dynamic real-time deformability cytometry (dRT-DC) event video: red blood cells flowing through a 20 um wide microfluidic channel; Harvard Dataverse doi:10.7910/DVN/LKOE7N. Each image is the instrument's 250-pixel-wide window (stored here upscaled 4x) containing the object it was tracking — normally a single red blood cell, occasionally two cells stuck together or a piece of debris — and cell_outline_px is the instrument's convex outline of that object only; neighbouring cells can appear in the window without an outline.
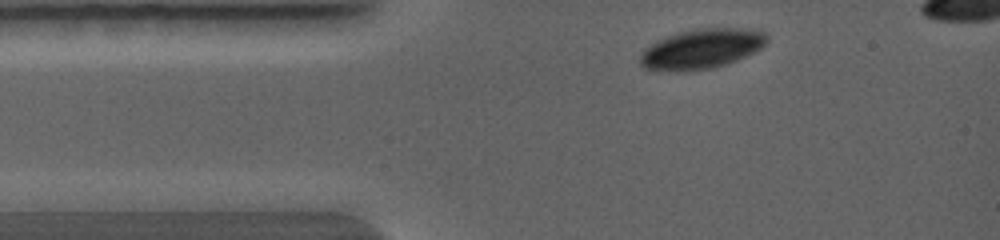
{"species": "common noctule bat (a hibernating species)", "species_latin": "Nyctalus noctula", "temperature_condition": "warm", "stored_images_in_passage": 2, "camera_frame_rate_fps": 5000, "um_per_image_px": 0.085, "animal": {"sex": "female", "body_mass_g": 19.0, "forearm_length_mm": 56.7}, "frame": {"image": 1, "passage_image": 1, "time_ms": 0.0, "image_size_px": [1000, 240], "cell_outline_px": [[768, 40], [760, 48], [736, 60], [716, 68], [644, 68], [640, 64], [640, 52], [648, 44], [664, 36], [676, 32], [696, 28], [760, 28], [768, 36]], "centroid_in_image_um": [59.67, 4.07], "position_along_channel_um": 25.3, "area_um2": 28.96}}